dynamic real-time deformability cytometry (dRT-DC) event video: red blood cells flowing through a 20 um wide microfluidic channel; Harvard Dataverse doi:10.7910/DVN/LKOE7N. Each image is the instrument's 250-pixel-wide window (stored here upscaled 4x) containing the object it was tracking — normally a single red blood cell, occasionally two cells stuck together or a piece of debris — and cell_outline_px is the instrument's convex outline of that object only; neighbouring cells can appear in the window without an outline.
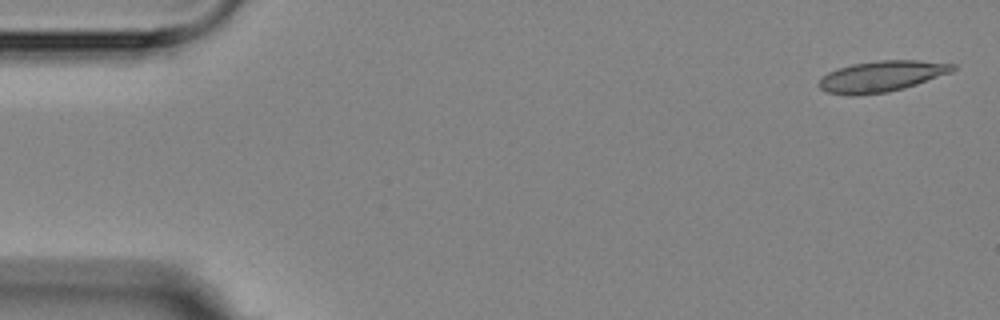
{"species": "Egyptian fruit bat (a non-hibernating species)", "species_latin": "Rousettus aegyptiacus", "temperature_condition": "room temperature", "stored_images_in_passage": 5, "camera_frame_rate_fps": 3000, "um_per_image_px": 0.085, "animal": {"sex": "female"}, "frame": {"image": 1, "passage_image": 1, "time_ms": 0.0, "image_size_px": [1000, 320], "cell_outline_px": [[956, 68], [952, 72], [904, 88], [888, 92], [852, 96], [828, 92], [820, 88], [816, 84], [828, 72], [852, 64], [880, 60], [916, 60], [956, 64]], "centroid_in_image_um": [74.94, 6.49], "position_along_channel_um": 10.1, "area_um2": 23.99}}
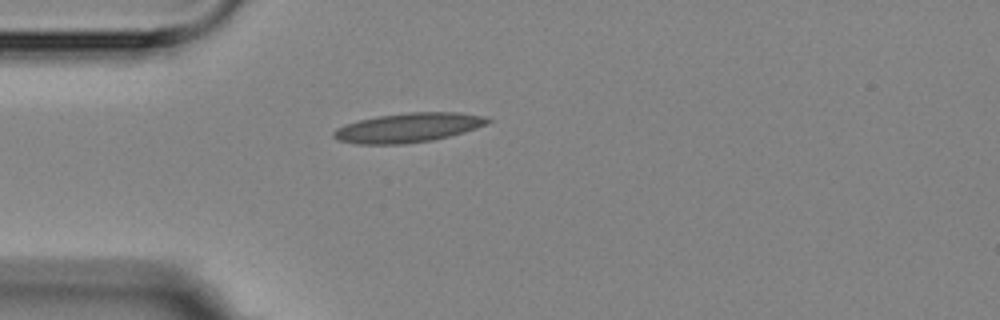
{"frame": {"image": 2, "passage_image": 5, "time_ms": 4.333, "image_size_px": [1000, 320], "cell_outline_px": [[492, 120], [488, 124], [464, 132], [432, 140], [404, 144], [356, 144], [336, 140], [332, 136], [332, 132], [336, 128], [344, 124], [376, 116], [408, 112], [460, 112], [488, 116]], "centroid_in_image_um": [34.7, 10.84], "position_along_channel_um": 50.3, "area_um2": 26.65}}